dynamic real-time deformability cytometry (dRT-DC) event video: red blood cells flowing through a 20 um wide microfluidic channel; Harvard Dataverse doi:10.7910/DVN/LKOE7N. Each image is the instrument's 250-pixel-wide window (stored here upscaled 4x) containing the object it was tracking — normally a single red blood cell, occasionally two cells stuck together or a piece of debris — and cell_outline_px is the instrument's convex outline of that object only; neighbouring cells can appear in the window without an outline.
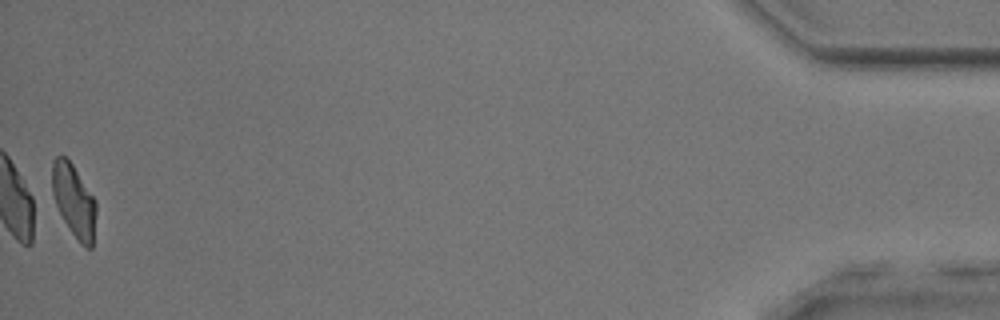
{"species": "common noctule bat (a hibernating species)", "species_latin": "Nyctalus noctula", "temperature_condition": "room temperature", "stored_images_in_passage": 51, "camera_frame_rate_fps": 3000, "um_per_image_px": 0.085, "animal": {"sex": "male", "body_mass_g": 17.9, "forearm_length_mm": 54.2}, "frame": {"image": 1, "passage_image": 51, "time_ms": 16.667, "image_size_px": [1000, 320], "cell_outline_px": [[96, 212], [92, 248], [88, 248], [80, 244], [64, 220], [56, 204], [52, 192], [52, 160], [56, 156], [64, 156], [72, 164], [96, 200]], "centroid_in_image_um": [6.29, 17.05], "position_along_channel_um": 428.9, "area_um2": 18.44}, "authors_computed_cell_mechanics": {"area_um2": 20.1144, "velocity_mm_per_s": 3.9711, "shape_relaxation_time_tau1_ms": 4.4872, "shape_relaxation_time_tau2_ms": 3.8057, "deformation_change_tau1": 0.1665, "deformation_change_tau2": 0.1189}}